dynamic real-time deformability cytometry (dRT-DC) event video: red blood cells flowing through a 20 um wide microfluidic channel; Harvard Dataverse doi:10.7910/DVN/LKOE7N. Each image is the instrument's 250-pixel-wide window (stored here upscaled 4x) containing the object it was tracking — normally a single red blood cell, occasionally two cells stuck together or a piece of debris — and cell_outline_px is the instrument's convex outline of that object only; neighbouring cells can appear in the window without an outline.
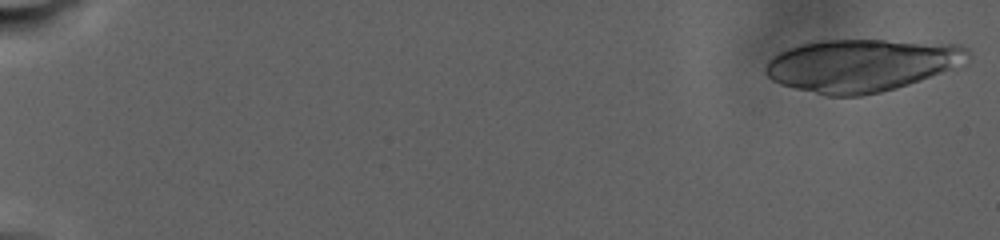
{"species": "human", "species_latin": "Homo sapiens", "temperature_condition": "warm", "stored_images_in_passage": 87, "camera_frame_rate_fps": 3000, "um_per_image_px": 0.085, "donor": {"sex": "male"}, "frame": {"image": 1, "passage_image": 1, "time_ms": 0.0, "image_size_px": [1000, 240], "cell_outline_px": [[972, 56], [968, 64], [896, 88], [880, 92], [860, 96], [824, 96], [780, 84], [772, 80], [764, 72], [764, 68], [768, 60], [780, 52], [788, 48], [800, 44], [820, 40], [884, 40], [960, 44], [968, 48]], "centroid_in_image_um": [73.28, 5.54], "position_along_channel_um": 11.7, "area_um2": 62.6}}
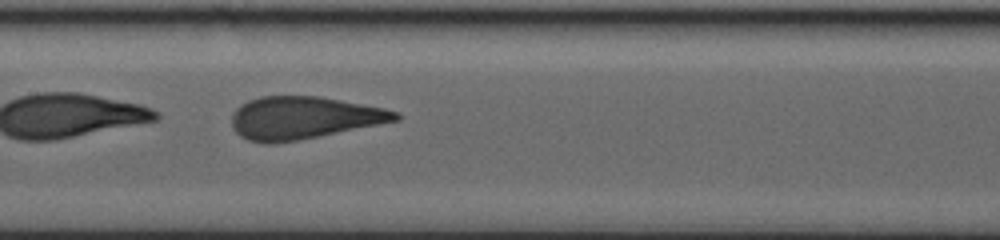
{"frame": {"image": 2, "passage_image": 51, "time_ms": 16.333, "image_size_px": [1000, 240], "cell_outline_px": [[400, 120], [380, 124], [276, 144], [264, 144], [248, 140], [240, 136], [232, 128], [232, 112], [240, 104], [248, 100], [260, 96], [316, 96], [340, 100], [384, 108], [400, 112]], "centroid_in_image_um": [25.76, 10.02], "position_along_channel_um": 181.6, "area_um2": 40.58}}
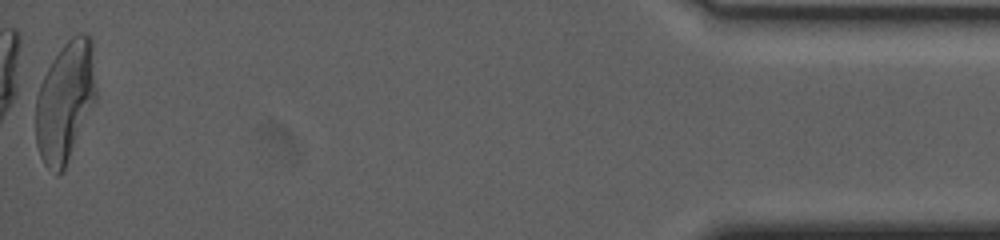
{"frame": {"image": 3, "passage_image": 87, "time_ms": 30.333, "image_size_px": [1000, 240], "cell_outline_px": [[96, 100], [64, 172], [56, 176], [44, 164], [40, 156], [36, 144], [36, 96], [40, 84], [52, 60], [64, 44], [76, 32], [88, 32], [92, 36], [96, 88]], "centroid_in_image_um": [5.56, 8.63], "position_along_channel_um": 429.6, "area_um2": 43.0}, "authors_computed_cell_mechanics": {"area_um2": 42.6564, "velocity_mm_per_s": 2.3189, "shape_relaxation_time_tau1_ms": 8.0406, "shape_relaxation_time_tau2_ms": null, "deformation_change_tau1": 0.2264, "deformation_change_tau2": null}}